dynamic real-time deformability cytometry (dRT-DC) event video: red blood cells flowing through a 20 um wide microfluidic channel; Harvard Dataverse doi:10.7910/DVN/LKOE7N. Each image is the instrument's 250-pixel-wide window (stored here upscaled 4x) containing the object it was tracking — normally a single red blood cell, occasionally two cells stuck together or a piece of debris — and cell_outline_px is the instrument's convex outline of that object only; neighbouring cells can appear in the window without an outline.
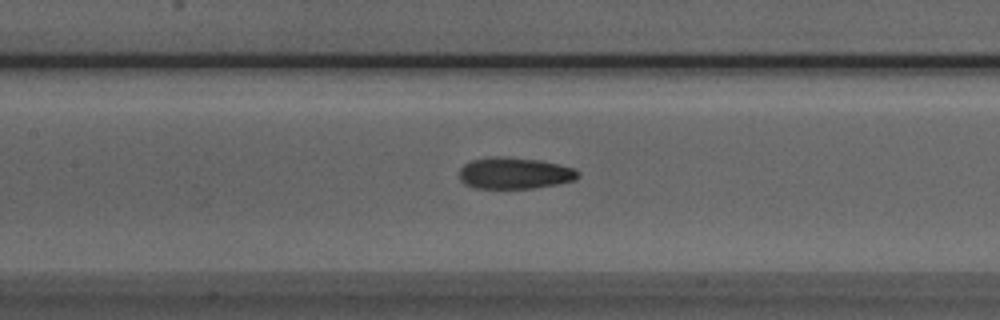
{"species": "Egyptian fruit bat (a non-hibernating species)", "species_latin": "Rousettus aegyptiacus", "temperature_condition": "room temperature", "stored_images_in_passage": 50, "camera_frame_rate_fps": 3000, "um_per_image_px": 0.085, "animal": {"sex": "male"}, "frame": {"image": 1, "passage_image": 22, "time_ms": 7.0, "image_size_px": [1000, 320], "cell_outline_px": [[580, 176], [576, 180], [556, 184], [532, 188], [476, 188], [464, 184], [460, 180], [460, 168], [464, 164], [472, 160], [496, 156], [508, 156], [540, 160], [572, 168], [580, 172]], "centroid_in_image_um": [43.73, 14.71], "position_along_channel_um": 163.7, "area_um2": 21.79}}
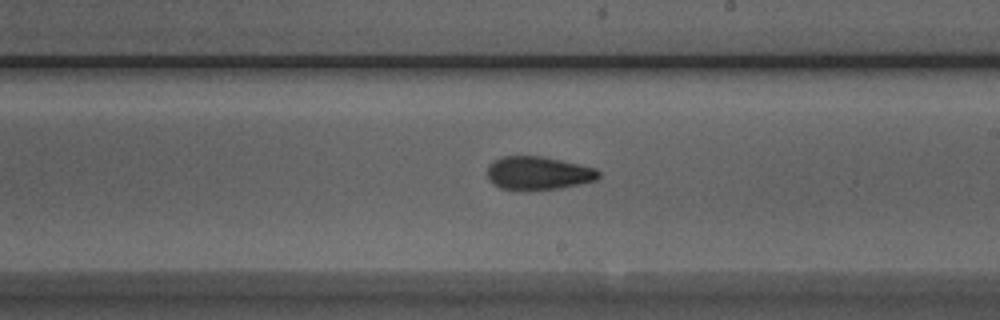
{"frame": {"image": 2, "passage_image": 28, "time_ms": 9.0, "image_size_px": [1000, 320], "cell_outline_px": [[600, 176], [596, 180], [580, 184], [560, 188], [524, 192], [516, 192], [500, 188], [492, 184], [488, 180], [488, 168], [496, 160], [504, 156], [544, 156], [596, 168], [600, 172]], "centroid_in_image_um": [45.75, 14.75], "position_along_channel_um": 243.3, "area_um2": 22.08}}
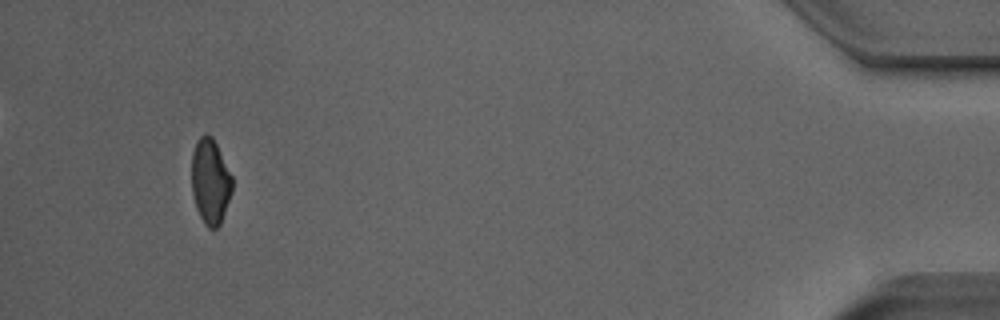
{"frame": {"image": 3, "passage_image": 47, "time_ms": 15.333, "image_size_px": [1000, 320], "cell_outline_px": [[232, 192], [220, 224], [216, 228], [208, 228], [204, 224], [196, 208], [192, 192], [192, 152], [196, 140], [204, 132], [208, 132], [212, 136], [232, 176]], "centroid_in_image_um": [17.86, 15.39], "position_along_channel_um": 417.3, "area_um2": 20.23}, "authors_computed_cell_mechanics": {"area_um2": 21.3571, "velocity_mm_per_s": 4.002, "shape_relaxation_time_tau1_ms": 5.2222, "shape_relaxation_time_tau2_ms": 2.9674, "deformation_change_tau1": 0.1563, "deformation_change_tau2": 0.0918}}